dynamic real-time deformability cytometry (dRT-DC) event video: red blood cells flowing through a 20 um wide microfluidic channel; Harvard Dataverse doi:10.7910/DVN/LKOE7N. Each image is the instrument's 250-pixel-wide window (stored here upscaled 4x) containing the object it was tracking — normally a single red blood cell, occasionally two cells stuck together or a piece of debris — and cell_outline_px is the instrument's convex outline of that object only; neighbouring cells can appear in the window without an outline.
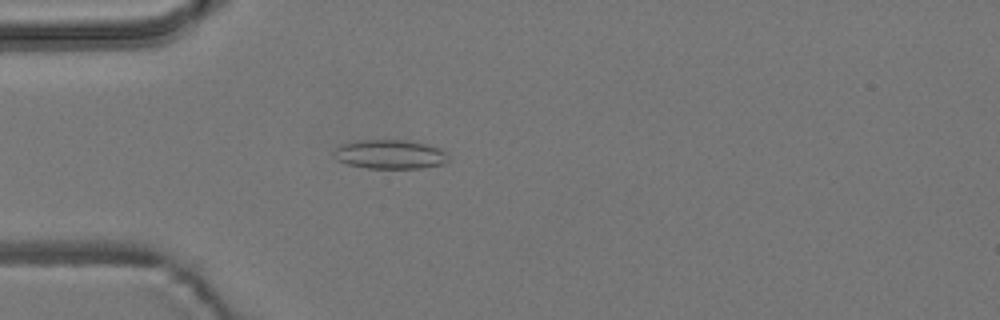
{"species": "common noctule bat (a hibernating species)", "species_latin": "Nyctalus noctula", "temperature_condition": "room temperature", "stored_images_in_passage": 1, "camera_frame_rate_fps": 3000, "um_per_image_px": 0.085, "animal": {"sex": "male", "body_mass_g": 19.2, "forearm_length_mm": 51.8}, "frame": {"image": 1, "passage_image": 1, "time_ms": 0.0, "image_size_px": [1000, 320], "cell_outline_px": [[448, 160], [444, 164], [424, 168], [368, 168], [348, 164], [336, 160], [332, 156], [332, 148], [340, 144], [360, 140], [404, 140], [444, 148], [448, 156]], "centroid_in_image_um": [33.12, 13.11], "position_along_channel_um": 51.9, "area_um2": 19.77}}